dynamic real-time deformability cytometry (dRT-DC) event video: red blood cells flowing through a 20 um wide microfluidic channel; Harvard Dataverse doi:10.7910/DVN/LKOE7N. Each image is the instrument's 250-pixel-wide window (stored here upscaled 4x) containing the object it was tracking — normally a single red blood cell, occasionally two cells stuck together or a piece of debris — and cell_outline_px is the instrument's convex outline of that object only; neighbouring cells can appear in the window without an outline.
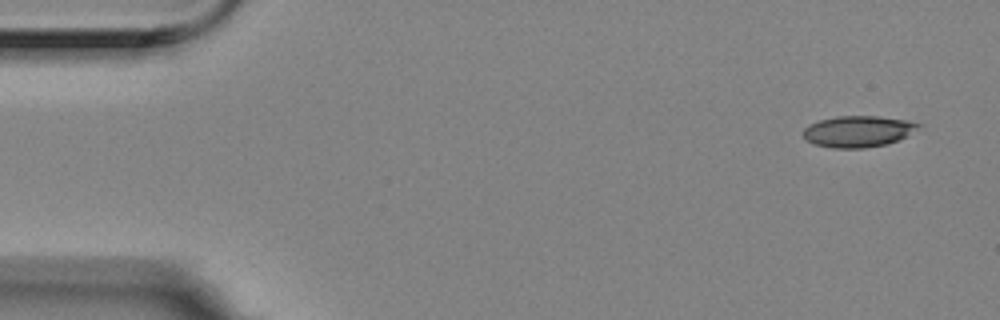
{"species": "Egyptian fruit bat (a non-hibernating species)", "species_latin": "Rousettus aegyptiacus", "temperature_condition": "room temperature", "stored_images_in_passage": 7, "camera_frame_rate_fps": 3000, "um_per_image_px": 0.085, "animal": {"sex": "female"}, "frame": {"image": 1, "passage_image": 1, "time_ms": 0.0, "image_size_px": [1000, 320], "cell_outline_px": [[924, 124], [900, 140], [888, 144], [864, 148], [832, 148], [816, 144], [804, 140], [804, 128], [808, 124], [820, 120], [836, 116], [876, 116], [904, 120]], "centroid_in_image_um": [72.93, 11.17], "position_along_channel_um": 12.1, "area_um2": 21.04}}
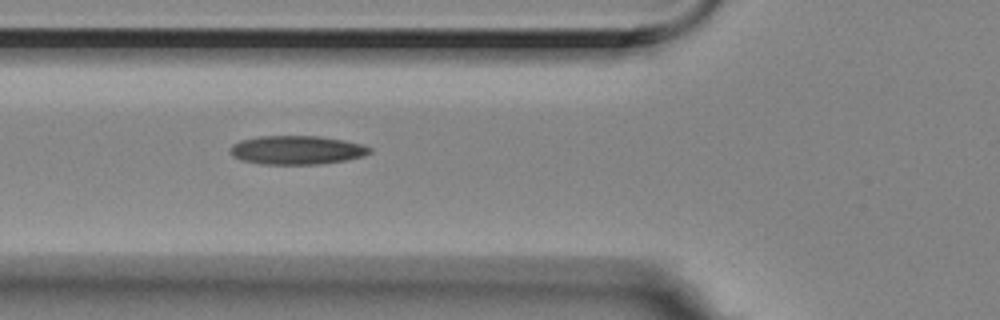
{"frame": {"image": 2, "passage_image": 6, "time_ms": 1.667, "image_size_px": [1000, 320], "cell_outline_px": [[372, 152], [364, 156], [348, 160], [320, 164], [260, 164], [240, 160], [232, 156], [228, 152], [228, 148], [232, 144], [240, 140], [256, 136], [320, 136], [344, 140], [360, 144], [372, 148]], "centroid_in_image_um": [25.19, 12.75], "position_along_channel_um": 100.6, "area_um2": 23.76}}
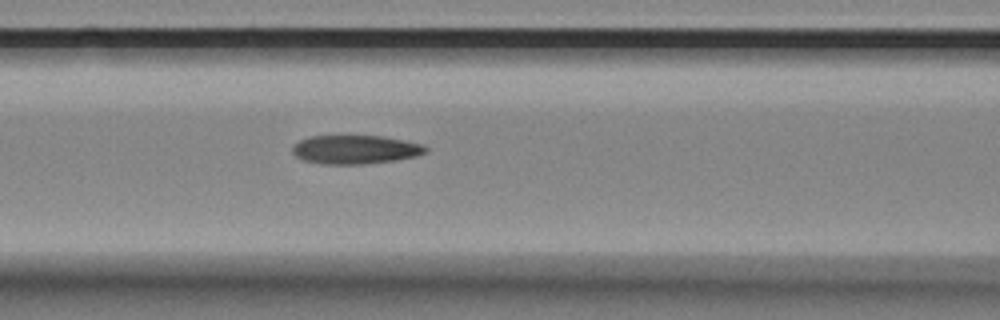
{"frame": {"image": 3, "passage_image": 7, "time_ms": 2.0, "image_size_px": [1000, 320], "cell_outline_px": [[428, 152], [416, 156], [396, 160], [364, 164], [324, 164], [304, 160], [296, 156], [292, 152], [292, 148], [300, 140], [308, 136], [384, 136], [424, 144], [428, 148]], "centroid_in_image_um": [30.24, 12.71], "position_along_channel_um": 136.4, "area_um2": 22.37}}